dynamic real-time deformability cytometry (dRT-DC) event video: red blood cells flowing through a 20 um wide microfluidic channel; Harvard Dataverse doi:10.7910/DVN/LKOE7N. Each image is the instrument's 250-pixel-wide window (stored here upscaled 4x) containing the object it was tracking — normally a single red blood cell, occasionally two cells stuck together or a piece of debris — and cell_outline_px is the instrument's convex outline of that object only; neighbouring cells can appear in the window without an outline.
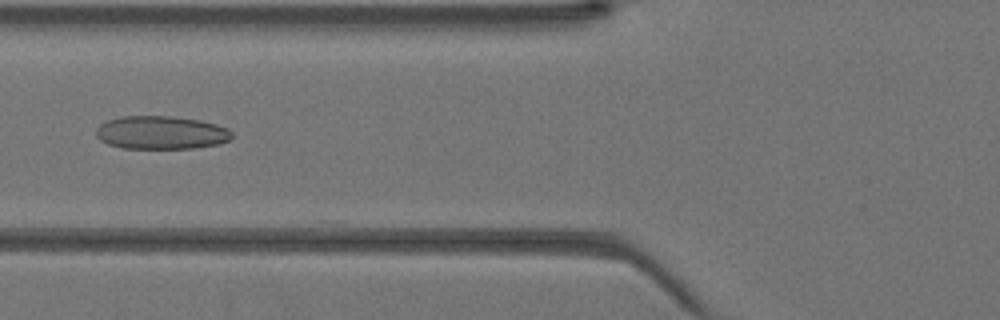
{"species": "Egyptian fruit bat (a non-hibernating species)", "species_latin": "Rousettus aegyptiacus", "temperature_condition": "warm", "stored_images_in_passage": 43, "camera_frame_rate_fps": 3000, "um_per_image_px": 0.085, "animal": {"sex": "female"}, "frame": {"image": 1, "passage_image": 17, "time_ms": 5.333, "image_size_px": [1000, 320], "cell_outline_px": [[232, 136], [228, 140], [220, 144], [196, 148], [124, 148], [108, 144], [100, 140], [96, 136], [96, 128], [100, 124], [108, 120], [120, 116], [172, 116], [200, 120], [216, 124], [228, 128], [232, 132]], "centroid_in_image_um": [13.7, 11.27], "position_along_channel_um": 112.1, "area_um2": 26.41}}
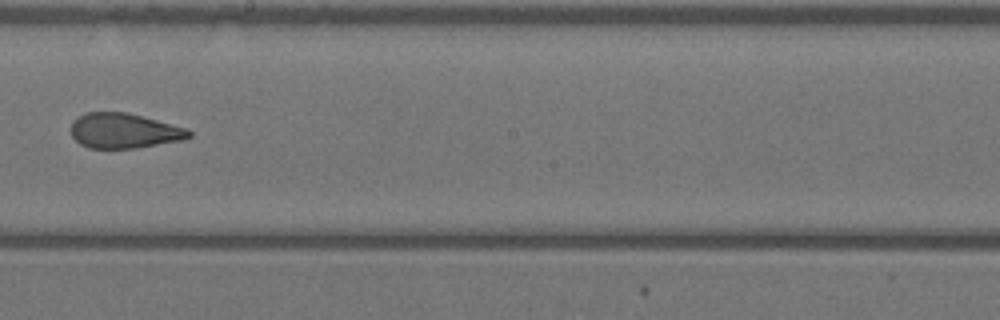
{"frame": {"image": 2, "passage_image": 25, "time_ms": 8.0, "image_size_px": [1000, 320], "cell_outline_px": [[192, 136], [184, 140], [136, 148], [88, 148], [80, 144], [72, 136], [72, 124], [80, 116], [88, 112], [124, 112], [188, 128], [192, 132]], "centroid_in_image_um": [10.59, 11.13], "position_along_channel_um": 237.6, "area_um2": 23.87}}
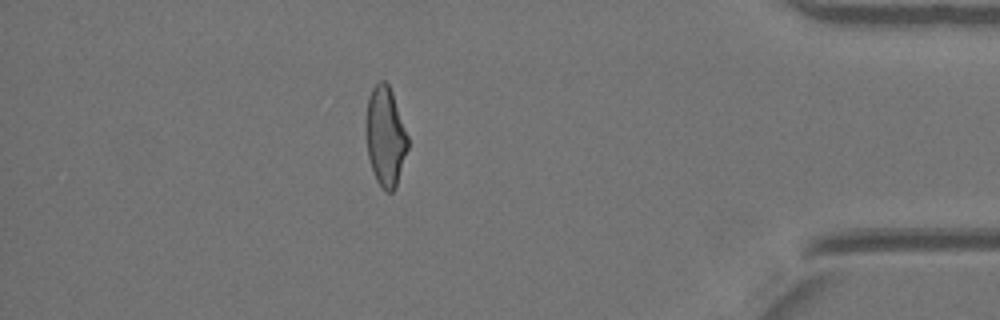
{"frame": {"image": 3, "passage_image": 38, "time_ms": 12.333, "image_size_px": [1000, 320], "cell_outline_px": [[408, 148], [396, 188], [392, 192], [384, 192], [376, 180], [368, 156], [368, 96], [372, 88], [380, 80], [384, 80], [388, 84], [392, 92], [408, 136]], "centroid_in_image_um": [32.79, 11.64], "position_along_channel_um": 402.4, "area_um2": 23.7}}